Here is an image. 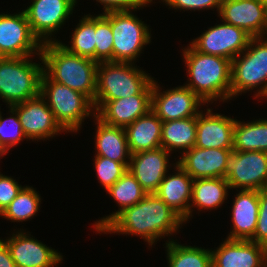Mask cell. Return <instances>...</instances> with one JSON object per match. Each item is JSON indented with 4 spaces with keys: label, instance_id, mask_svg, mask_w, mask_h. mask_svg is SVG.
<instances>
[{
    "label": "cell",
    "instance_id": "1",
    "mask_svg": "<svg viewBox=\"0 0 267 267\" xmlns=\"http://www.w3.org/2000/svg\"><path fill=\"white\" fill-rule=\"evenodd\" d=\"M183 223L177 212L156 193H151L124 209L101 232L139 235L152 246L159 237L177 232Z\"/></svg>",
    "mask_w": 267,
    "mask_h": 267
},
{
    "label": "cell",
    "instance_id": "2",
    "mask_svg": "<svg viewBox=\"0 0 267 267\" xmlns=\"http://www.w3.org/2000/svg\"><path fill=\"white\" fill-rule=\"evenodd\" d=\"M43 72L53 81L86 95L94 104L98 62L70 53L60 41L42 44Z\"/></svg>",
    "mask_w": 267,
    "mask_h": 267
},
{
    "label": "cell",
    "instance_id": "3",
    "mask_svg": "<svg viewBox=\"0 0 267 267\" xmlns=\"http://www.w3.org/2000/svg\"><path fill=\"white\" fill-rule=\"evenodd\" d=\"M183 59L190 76L186 87L197 94L204 102L213 103L217 98L231 99L232 61L216 55L200 53L191 45L183 48Z\"/></svg>",
    "mask_w": 267,
    "mask_h": 267
},
{
    "label": "cell",
    "instance_id": "4",
    "mask_svg": "<svg viewBox=\"0 0 267 267\" xmlns=\"http://www.w3.org/2000/svg\"><path fill=\"white\" fill-rule=\"evenodd\" d=\"M132 65L133 63L98 62L94 101H110L133 95H152L154 79Z\"/></svg>",
    "mask_w": 267,
    "mask_h": 267
},
{
    "label": "cell",
    "instance_id": "5",
    "mask_svg": "<svg viewBox=\"0 0 267 267\" xmlns=\"http://www.w3.org/2000/svg\"><path fill=\"white\" fill-rule=\"evenodd\" d=\"M39 57L40 64L32 62L28 57L0 59V97L9 107L40 95L43 61L41 54Z\"/></svg>",
    "mask_w": 267,
    "mask_h": 267
},
{
    "label": "cell",
    "instance_id": "6",
    "mask_svg": "<svg viewBox=\"0 0 267 267\" xmlns=\"http://www.w3.org/2000/svg\"><path fill=\"white\" fill-rule=\"evenodd\" d=\"M40 96L47 100L56 121L66 132L80 130L83 120L95 110L86 95L51 80L44 72L40 81Z\"/></svg>",
    "mask_w": 267,
    "mask_h": 267
},
{
    "label": "cell",
    "instance_id": "7",
    "mask_svg": "<svg viewBox=\"0 0 267 267\" xmlns=\"http://www.w3.org/2000/svg\"><path fill=\"white\" fill-rule=\"evenodd\" d=\"M263 38L251 37L245 52L232 60L231 98L261 84L255 98L267 93V39Z\"/></svg>",
    "mask_w": 267,
    "mask_h": 267
},
{
    "label": "cell",
    "instance_id": "8",
    "mask_svg": "<svg viewBox=\"0 0 267 267\" xmlns=\"http://www.w3.org/2000/svg\"><path fill=\"white\" fill-rule=\"evenodd\" d=\"M113 33L112 62L134 63L144 45L151 41V33L144 22L131 10L109 12Z\"/></svg>",
    "mask_w": 267,
    "mask_h": 267
},
{
    "label": "cell",
    "instance_id": "9",
    "mask_svg": "<svg viewBox=\"0 0 267 267\" xmlns=\"http://www.w3.org/2000/svg\"><path fill=\"white\" fill-rule=\"evenodd\" d=\"M225 178L230 189L267 188V152L233 151L226 162Z\"/></svg>",
    "mask_w": 267,
    "mask_h": 267
},
{
    "label": "cell",
    "instance_id": "10",
    "mask_svg": "<svg viewBox=\"0 0 267 267\" xmlns=\"http://www.w3.org/2000/svg\"><path fill=\"white\" fill-rule=\"evenodd\" d=\"M41 47L42 44L30 29L24 11L12 15L0 14V53L3 57L30 59L34 53L40 55Z\"/></svg>",
    "mask_w": 267,
    "mask_h": 267
},
{
    "label": "cell",
    "instance_id": "11",
    "mask_svg": "<svg viewBox=\"0 0 267 267\" xmlns=\"http://www.w3.org/2000/svg\"><path fill=\"white\" fill-rule=\"evenodd\" d=\"M251 36L243 29L226 22L210 27L190 44L203 54L233 60L248 46Z\"/></svg>",
    "mask_w": 267,
    "mask_h": 267
},
{
    "label": "cell",
    "instance_id": "12",
    "mask_svg": "<svg viewBox=\"0 0 267 267\" xmlns=\"http://www.w3.org/2000/svg\"><path fill=\"white\" fill-rule=\"evenodd\" d=\"M76 2L77 0H33L24 10L33 35L41 44L56 42L54 38L48 37L54 31L58 32L72 14Z\"/></svg>",
    "mask_w": 267,
    "mask_h": 267
},
{
    "label": "cell",
    "instance_id": "13",
    "mask_svg": "<svg viewBox=\"0 0 267 267\" xmlns=\"http://www.w3.org/2000/svg\"><path fill=\"white\" fill-rule=\"evenodd\" d=\"M160 89L159 84L153 80L151 110L162 122L197 117L201 112L199 107L206 103L186 86L175 87L163 93Z\"/></svg>",
    "mask_w": 267,
    "mask_h": 267
},
{
    "label": "cell",
    "instance_id": "14",
    "mask_svg": "<svg viewBox=\"0 0 267 267\" xmlns=\"http://www.w3.org/2000/svg\"><path fill=\"white\" fill-rule=\"evenodd\" d=\"M222 22L243 29L251 37L267 34V2L263 0H222Z\"/></svg>",
    "mask_w": 267,
    "mask_h": 267
},
{
    "label": "cell",
    "instance_id": "15",
    "mask_svg": "<svg viewBox=\"0 0 267 267\" xmlns=\"http://www.w3.org/2000/svg\"><path fill=\"white\" fill-rule=\"evenodd\" d=\"M18 114L27 139L41 140L65 131L40 95L11 106Z\"/></svg>",
    "mask_w": 267,
    "mask_h": 267
},
{
    "label": "cell",
    "instance_id": "16",
    "mask_svg": "<svg viewBox=\"0 0 267 267\" xmlns=\"http://www.w3.org/2000/svg\"><path fill=\"white\" fill-rule=\"evenodd\" d=\"M28 235L20 230L9 239H2L17 267H54L61 263L60 253Z\"/></svg>",
    "mask_w": 267,
    "mask_h": 267
},
{
    "label": "cell",
    "instance_id": "17",
    "mask_svg": "<svg viewBox=\"0 0 267 267\" xmlns=\"http://www.w3.org/2000/svg\"><path fill=\"white\" fill-rule=\"evenodd\" d=\"M212 267H264L267 248L250 240L228 239L211 250Z\"/></svg>",
    "mask_w": 267,
    "mask_h": 267
},
{
    "label": "cell",
    "instance_id": "18",
    "mask_svg": "<svg viewBox=\"0 0 267 267\" xmlns=\"http://www.w3.org/2000/svg\"><path fill=\"white\" fill-rule=\"evenodd\" d=\"M169 152L160 147L131 154L128 171L147 194L156 193L167 174Z\"/></svg>",
    "mask_w": 267,
    "mask_h": 267
},
{
    "label": "cell",
    "instance_id": "19",
    "mask_svg": "<svg viewBox=\"0 0 267 267\" xmlns=\"http://www.w3.org/2000/svg\"><path fill=\"white\" fill-rule=\"evenodd\" d=\"M95 115L104 123L125 128L151 110V95H133L110 101H94Z\"/></svg>",
    "mask_w": 267,
    "mask_h": 267
},
{
    "label": "cell",
    "instance_id": "20",
    "mask_svg": "<svg viewBox=\"0 0 267 267\" xmlns=\"http://www.w3.org/2000/svg\"><path fill=\"white\" fill-rule=\"evenodd\" d=\"M233 149L193 147L184 151L177 164L192 179L225 178L226 162Z\"/></svg>",
    "mask_w": 267,
    "mask_h": 267
},
{
    "label": "cell",
    "instance_id": "21",
    "mask_svg": "<svg viewBox=\"0 0 267 267\" xmlns=\"http://www.w3.org/2000/svg\"><path fill=\"white\" fill-rule=\"evenodd\" d=\"M212 109H207L197 115V130L195 147L233 149V130L235 119L214 114Z\"/></svg>",
    "mask_w": 267,
    "mask_h": 267
},
{
    "label": "cell",
    "instance_id": "22",
    "mask_svg": "<svg viewBox=\"0 0 267 267\" xmlns=\"http://www.w3.org/2000/svg\"><path fill=\"white\" fill-rule=\"evenodd\" d=\"M259 213V190H241L232 205V231L228 239L250 240L254 236Z\"/></svg>",
    "mask_w": 267,
    "mask_h": 267
},
{
    "label": "cell",
    "instance_id": "23",
    "mask_svg": "<svg viewBox=\"0 0 267 267\" xmlns=\"http://www.w3.org/2000/svg\"><path fill=\"white\" fill-rule=\"evenodd\" d=\"M177 173L165 176L156 194L186 222L190 218L193 179L177 163Z\"/></svg>",
    "mask_w": 267,
    "mask_h": 267
},
{
    "label": "cell",
    "instance_id": "24",
    "mask_svg": "<svg viewBox=\"0 0 267 267\" xmlns=\"http://www.w3.org/2000/svg\"><path fill=\"white\" fill-rule=\"evenodd\" d=\"M124 130L131 154L161 147L162 120L152 110Z\"/></svg>",
    "mask_w": 267,
    "mask_h": 267
},
{
    "label": "cell",
    "instance_id": "25",
    "mask_svg": "<svg viewBox=\"0 0 267 267\" xmlns=\"http://www.w3.org/2000/svg\"><path fill=\"white\" fill-rule=\"evenodd\" d=\"M97 120L96 130V156L105 157L110 160L123 163L127 168L129 167L128 160H130L131 153L129 152L128 142L124 128L111 126L100 120L95 113H92ZM128 160H126V158Z\"/></svg>",
    "mask_w": 267,
    "mask_h": 267
},
{
    "label": "cell",
    "instance_id": "26",
    "mask_svg": "<svg viewBox=\"0 0 267 267\" xmlns=\"http://www.w3.org/2000/svg\"><path fill=\"white\" fill-rule=\"evenodd\" d=\"M108 194L118 203L119 210L113 214L103 217L93 225L97 232H101L119 213L124 209L137 204L147 194L136 178L127 171L114 185L108 190Z\"/></svg>",
    "mask_w": 267,
    "mask_h": 267
},
{
    "label": "cell",
    "instance_id": "27",
    "mask_svg": "<svg viewBox=\"0 0 267 267\" xmlns=\"http://www.w3.org/2000/svg\"><path fill=\"white\" fill-rule=\"evenodd\" d=\"M197 117L162 122L161 147L168 152L175 149L190 150L195 147Z\"/></svg>",
    "mask_w": 267,
    "mask_h": 267
},
{
    "label": "cell",
    "instance_id": "28",
    "mask_svg": "<svg viewBox=\"0 0 267 267\" xmlns=\"http://www.w3.org/2000/svg\"><path fill=\"white\" fill-rule=\"evenodd\" d=\"M228 189L230 186L226 178L193 179L190 216L193 211L191 207L198 210L218 208L227 199Z\"/></svg>",
    "mask_w": 267,
    "mask_h": 267
},
{
    "label": "cell",
    "instance_id": "29",
    "mask_svg": "<svg viewBox=\"0 0 267 267\" xmlns=\"http://www.w3.org/2000/svg\"><path fill=\"white\" fill-rule=\"evenodd\" d=\"M233 151L267 152V120L242 123L236 119L233 130Z\"/></svg>",
    "mask_w": 267,
    "mask_h": 267
},
{
    "label": "cell",
    "instance_id": "30",
    "mask_svg": "<svg viewBox=\"0 0 267 267\" xmlns=\"http://www.w3.org/2000/svg\"><path fill=\"white\" fill-rule=\"evenodd\" d=\"M167 259L169 267H212L211 250L202 247L184 246L167 241Z\"/></svg>",
    "mask_w": 267,
    "mask_h": 267
},
{
    "label": "cell",
    "instance_id": "31",
    "mask_svg": "<svg viewBox=\"0 0 267 267\" xmlns=\"http://www.w3.org/2000/svg\"><path fill=\"white\" fill-rule=\"evenodd\" d=\"M32 187L23 186L18 195L0 214L13 222H23L32 218L40 209L41 198Z\"/></svg>",
    "mask_w": 267,
    "mask_h": 267
},
{
    "label": "cell",
    "instance_id": "32",
    "mask_svg": "<svg viewBox=\"0 0 267 267\" xmlns=\"http://www.w3.org/2000/svg\"><path fill=\"white\" fill-rule=\"evenodd\" d=\"M75 28L71 46L61 43L70 53L95 60V16L85 15Z\"/></svg>",
    "mask_w": 267,
    "mask_h": 267
},
{
    "label": "cell",
    "instance_id": "33",
    "mask_svg": "<svg viewBox=\"0 0 267 267\" xmlns=\"http://www.w3.org/2000/svg\"><path fill=\"white\" fill-rule=\"evenodd\" d=\"M113 33L109 12L95 16V61L112 62Z\"/></svg>",
    "mask_w": 267,
    "mask_h": 267
},
{
    "label": "cell",
    "instance_id": "34",
    "mask_svg": "<svg viewBox=\"0 0 267 267\" xmlns=\"http://www.w3.org/2000/svg\"><path fill=\"white\" fill-rule=\"evenodd\" d=\"M10 108L9 118L4 119L0 112V157L4 156L11 147L19 144L22 139H26V135L22 129L17 112Z\"/></svg>",
    "mask_w": 267,
    "mask_h": 267
},
{
    "label": "cell",
    "instance_id": "35",
    "mask_svg": "<svg viewBox=\"0 0 267 267\" xmlns=\"http://www.w3.org/2000/svg\"><path fill=\"white\" fill-rule=\"evenodd\" d=\"M94 160L98 180L106 191L128 171L123 163L105 157H95Z\"/></svg>",
    "mask_w": 267,
    "mask_h": 267
},
{
    "label": "cell",
    "instance_id": "36",
    "mask_svg": "<svg viewBox=\"0 0 267 267\" xmlns=\"http://www.w3.org/2000/svg\"><path fill=\"white\" fill-rule=\"evenodd\" d=\"M250 241L267 248V188L259 190V213L254 236Z\"/></svg>",
    "mask_w": 267,
    "mask_h": 267
},
{
    "label": "cell",
    "instance_id": "37",
    "mask_svg": "<svg viewBox=\"0 0 267 267\" xmlns=\"http://www.w3.org/2000/svg\"><path fill=\"white\" fill-rule=\"evenodd\" d=\"M22 188L12 177L0 174V214L18 195Z\"/></svg>",
    "mask_w": 267,
    "mask_h": 267
},
{
    "label": "cell",
    "instance_id": "38",
    "mask_svg": "<svg viewBox=\"0 0 267 267\" xmlns=\"http://www.w3.org/2000/svg\"><path fill=\"white\" fill-rule=\"evenodd\" d=\"M169 8L180 10H201L209 8H217L219 12L222 0H162Z\"/></svg>",
    "mask_w": 267,
    "mask_h": 267
},
{
    "label": "cell",
    "instance_id": "39",
    "mask_svg": "<svg viewBox=\"0 0 267 267\" xmlns=\"http://www.w3.org/2000/svg\"><path fill=\"white\" fill-rule=\"evenodd\" d=\"M103 4L104 13L112 11L140 9L142 6L151 3L153 0H96Z\"/></svg>",
    "mask_w": 267,
    "mask_h": 267
},
{
    "label": "cell",
    "instance_id": "40",
    "mask_svg": "<svg viewBox=\"0 0 267 267\" xmlns=\"http://www.w3.org/2000/svg\"><path fill=\"white\" fill-rule=\"evenodd\" d=\"M0 267H17L7 245L0 239Z\"/></svg>",
    "mask_w": 267,
    "mask_h": 267
}]
</instances>
